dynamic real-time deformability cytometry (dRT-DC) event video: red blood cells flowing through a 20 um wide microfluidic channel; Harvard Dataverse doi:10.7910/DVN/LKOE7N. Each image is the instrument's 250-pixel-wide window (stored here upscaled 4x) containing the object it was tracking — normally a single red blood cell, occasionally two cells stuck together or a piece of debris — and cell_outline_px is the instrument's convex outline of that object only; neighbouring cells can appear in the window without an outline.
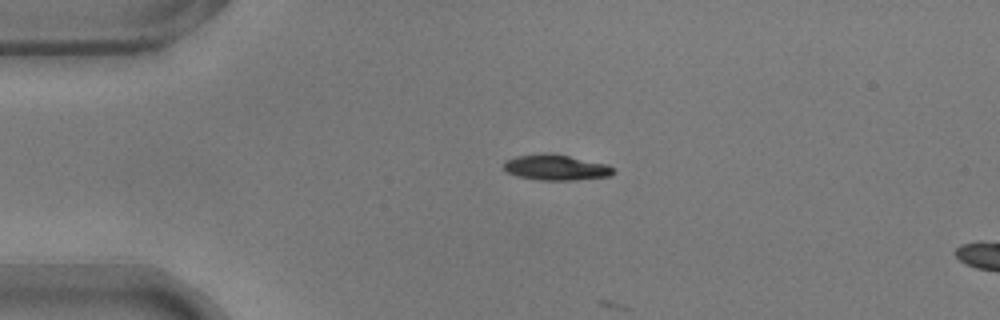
{"species": "common noctule bat (a hibernating species)", "species_latin": "Nyctalus noctula", "temperature_condition": "warm", "stored_images_in_passage": 2, "camera_frame_rate_fps": 3000, "um_per_image_px": 0.085, "animal": {"sex": "male", "body_mass_g": 17.9}, "frame": {"image": 1, "passage_image": 1, "time_ms": 0.0, "image_size_px": [1000, 320], "cell_outline_px": [[616, 172], [612, 176], [576, 180], [540, 180], [516, 176], [504, 172], [504, 160], [516, 156], [540, 152], [552, 152], [608, 164], [616, 168]], "centroid_in_image_um": [47.27, 14.22], "position_along_channel_um": 37.7, "area_um2": 16.99}}